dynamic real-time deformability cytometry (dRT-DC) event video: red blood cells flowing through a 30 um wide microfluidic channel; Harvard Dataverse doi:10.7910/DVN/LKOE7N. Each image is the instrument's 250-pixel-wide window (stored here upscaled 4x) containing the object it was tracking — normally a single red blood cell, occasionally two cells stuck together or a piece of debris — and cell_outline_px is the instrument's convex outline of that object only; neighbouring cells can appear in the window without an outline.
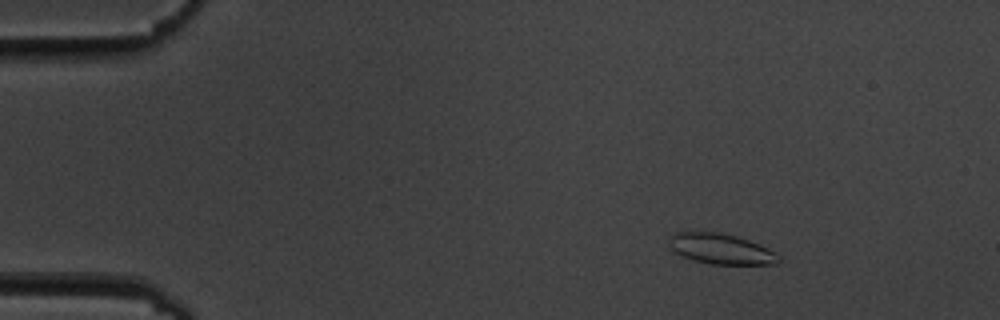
{"species": "common noctule bat (a hibernating species)", "species_latin": "Nyctalus noctula", "temperature_condition": "cold", "stored_images_in_passage": 49, "camera_frame_rate_fps": 3000, "um_per_image_px": 0.085, "animal": {"sex": "male", "body_mass_g": 19.5, "forearm_length_mm": 54.6}, "frame": {"image": 1, "passage_image": 1, "time_ms": 0.0, "image_size_px": [1000, 320], "cell_outline_px": [[784, 260], [776, 264], [708, 264], [692, 260], [668, 248], [668, 240], [676, 232], [720, 232], [736, 236], [748, 240], [768, 248], [776, 252]], "centroid_in_image_um": [61.3, 21.17], "position_along_channel_um": 23.7, "area_um2": 19.59}}
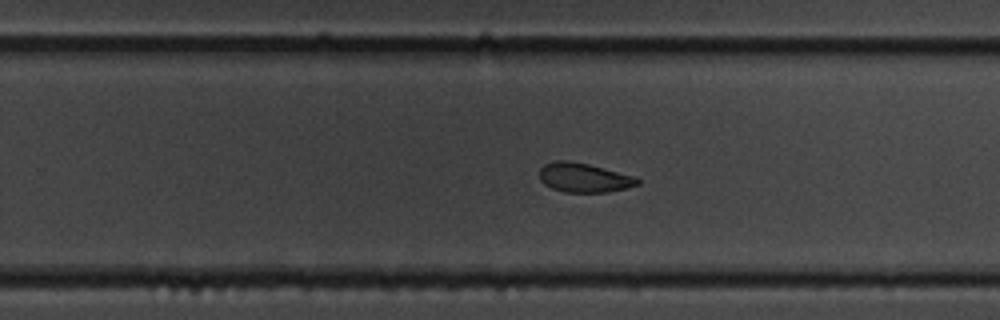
{"frame": {"image": 2, "passage_image": 29, "time_ms": 9.333, "image_size_px": [1000, 320], "cell_outline_px": [[640, 184], [608, 192], [564, 192], [552, 188], [544, 184], [540, 180], [540, 168], [544, 164], [556, 160], [568, 160], [588, 164], [636, 176], [640, 180]], "centroid_in_image_um": [49.63, 15.09], "position_along_channel_um": 280.2, "area_um2": 16.76}}
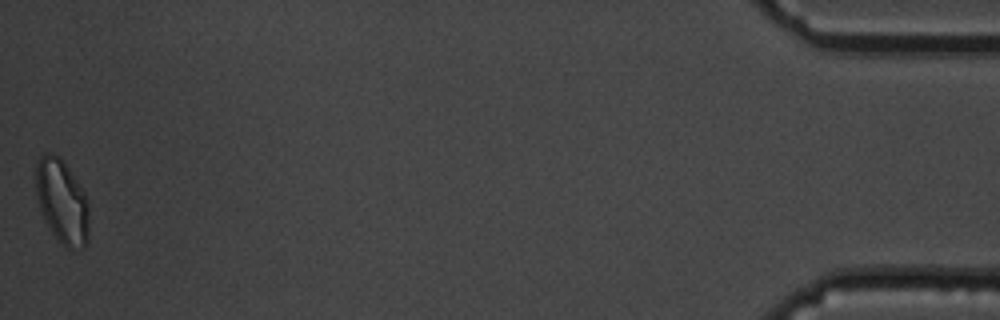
{"frame": {"image": 3, "passage_image": 49, "time_ms": 16.0, "image_size_px": [1000, 320], "cell_outline_px": [[88, 244], [84, 248], [72, 252], [56, 240], [44, 220], [36, 196], [36, 164], [40, 156], [44, 152], [52, 152], [60, 156], [84, 192], [88, 204]], "centroid_in_image_um": [5.27, 17.18], "position_along_channel_um": 429.9, "area_um2": 26.53}, "authors_computed_cell_mechanics": {"area_um2": 18.1492, "velocity_mm_per_s": 3.595, "shape_relaxation_time_tau1_ms": 4.0941, "shape_relaxation_time_tau2_ms": 3.5922, "deformation_change_tau1": 0.1267, "deformation_change_tau2": 0.0898}}